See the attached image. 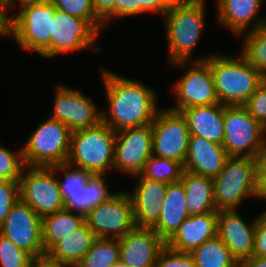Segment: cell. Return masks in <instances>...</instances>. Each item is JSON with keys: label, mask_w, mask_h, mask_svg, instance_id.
Listing matches in <instances>:
<instances>
[{"label": "cell", "mask_w": 266, "mask_h": 267, "mask_svg": "<svg viewBox=\"0 0 266 267\" xmlns=\"http://www.w3.org/2000/svg\"><path fill=\"white\" fill-rule=\"evenodd\" d=\"M20 199L19 181H0V225L6 219L12 206Z\"/></svg>", "instance_id": "8d00e7d4"}, {"label": "cell", "mask_w": 266, "mask_h": 267, "mask_svg": "<svg viewBox=\"0 0 266 267\" xmlns=\"http://www.w3.org/2000/svg\"><path fill=\"white\" fill-rule=\"evenodd\" d=\"M114 0H92L94 12L104 26L113 19Z\"/></svg>", "instance_id": "b9f144b4"}, {"label": "cell", "mask_w": 266, "mask_h": 267, "mask_svg": "<svg viewBox=\"0 0 266 267\" xmlns=\"http://www.w3.org/2000/svg\"><path fill=\"white\" fill-rule=\"evenodd\" d=\"M152 155V125L116 132L113 168L136 178Z\"/></svg>", "instance_id": "9a60e30c"}, {"label": "cell", "mask_w": 266, "mask_h": 267, "mask_svg": "<svg viewBox=\"0 0 266 267\" xmlns=\"http://www.w3.org/2000/svg\"><path fill=\"white\" fill-rule=\"evenodd\" d=\"M133 192H128L132 204L136 227L151 228L158 220L162 209V200L168 184L143 178L140 174Z\"/></svg>", "instance_id": "ffe728a7"}, {"label": "cell", "mask_w": 266, "mask_h": 267, "mask_svg": "<svg viewBox=\"0 0 266 267\" xmlns=\"http://www.w3.org/2000/svg\"><path fill=\"white\" fill-rule=\"evenodd\" d=\"M28 267H68L55 260L47 253L31 258Z\"/></svg>", "instance_id": "ee69618b"}, {"label": "cell", "mask_w": 266, "mask_h": 267, "mask_svg": "<svg viewBox=\"0 0 266 267\" xmlns=\"http://www.w3.org/2000/svg\"><path fill=\"white\" fill-rule=\"evenodd\" d=\"M156 267H196L190 253L177 252L165 246L156 260Z\"/></svg>", "instance_id": "f35d334b"}, {"label": "cell", "mask_w": 266, "mask_h": 267, "mask_svg": "<svg viewBox=\"0 0 266 267\" xmlns=\"http://www.w3.org/2000/svg\"><path fill=\"white\" fill-rule=\"evenodd\" d=\"M99 32L89 20L77 18L56 9L52 16L48 58H53L63 52L90 49Z\"/></svg>", "instance_id": "4fadbf2b"}, {"label": "cell", "mask_w": 266, "mask_h": 267, "mask_svg": "<svg viewBox=\"0 0 266 267\" xmlns=\"http://www.w3.org/2000/svg\"><path fill=\"white\" fill-rule=\"evenodd\" d=\"M217 210L237 209L245 197L256 196L255 158L229 157L222 171L213 178Z\"/></svg>", "instance_id": "52a82bcc"}, {"label": "cell", "mask_w": 266, "mask_h": 267, "mask_svg": "<svg viewBox=\"0 0 266 267\" xmlns=\"http://www.w3.org/2000/svg\"><path fill=\"white\" fill-rule=\"evenodd\" d=\"M190 254L196 267H239L238 261L218 236L205 241Z\"/></svg>", "instance_id": "f1b7e54d"}, {"label": "cell", "mask_w": 266, "mask_h": 267, "mask_svg": "<svg viewBox=\"0 0 266 267\" xmlns=\"http://www.w3.org/2000/svg\"><path fill=\"white\" fill-rule=\"evenodd\" d=\"M241 35L244 41L239 53L266 78V23Z\"/></svg>", "instance_id": "4dcf8cb0"}, {"label": "cell", "mask_w": 266, "mask_h": 267, "mask_svg": "<svg viewBox=\"0 0 266 267\" xmlns=\"http://www.w3.org/2000/svg\"><path fill=\"white\" fill-rule=\"evenodd\" d=\"M100 72L109 109L103 111V122L115 132L152 124L160 110L156 104V91L110 70Z\"/></svg>", "instance_id": "6da1fadb"}, {"label": "cell", "mask_w": 266, "mask_h": 267, "mask_svg": "<svg viewBox=\"0 0 266 267\" xmlns=\"http://www.w3.org/2000/svg\"><path fill=\"white\" fill-rule=\"evenodd\" d=\"M152 155L172 159L184 165L190 133L181 112L159 110L152 122Z\"/></svg>", "instance_id": "8fae6325"}, {"label": "cell", "mask_w": 266, "mask_h": 267, "mask_svg": "<svg viewBox=\"0 0 266 267\" xmlns=\"http://www.w3.org/2000/svg\"><path fill=\"white\" fill-rule=\"evenodd\" d=\"M187 217L189 215L183 183L179 181L168 184L159 220L151 228L166 242Z\"/></svg>", "instance_id": "cb8c5ba5"}, {"label": "cell", "mask_w": 266, "mask_h": 267, "mask_svg": "<svg viewBox=\"0 0 266 267\" xmlns=\"http://www.w3.org/2000/svg\"><path fill=\"white\" fill-rule=\"evenodd\" d=\"M0 9L2 10L5 18L8 19L9 15L6 14H8L7 12L10 9V0H0Z\"/></svg>", "instance_id": "f907efd6"}, {"label": "cell", "mask_w": 266, "mask_h": 267, "mask_svg": "<svg viewBox=\"0 0 266 267\" xmlns=\"http://www.w3.org/2000/svg\"><path fill=\"white\" fill-rule=\"evenodd\" d=\"M0 234L32 257L45 254L42 218L21 198L12 206L0 225Z\"/></svg>", "instance_id": "5bb4252c"}, {"label": "cell", "mask_w": 266, "mask_h": 267, "mask_svg": "<svg viewBox=\"0 0 266 267\" xmlns=\"http://www.w3.org/2000/svg\"><path fill=\"white\" fill-rule=\"evenodd\" d=\"M40 1H43V0H10V8L11 7L13 8V7L17 6V5H19L18 7L21 8V7L25 6V5L33 4V3H36V2H40Z\"/></svg>", "instance_id": "681fc988"}, {"label": "cell", "mask_w": 266, "mask_h": 267, "mask_svg": "<svg viewBox=\"0 0 266 267\" xmlns=\"http://www.w3.org/2000/svg\"><path fill=\"white\" fill-rule=\"evenodd\" d=\"M56 175L51 167L23 168L20 198L41 218L65 208Z\"/></svg>", "instance_id": "9c48e42d"}, {"label": "cell", "mask_w": 266, "mask_h": 267, "mask_svg": "<svg viewBox=\"0 0 266 267\" xmlns=\"http://www.w3.org/2000/svg\"><path fill=\"white\" fill-rule=\"evenodd\" d=\"M205 1L172 4L165 12L169 63L185 68L200 41L205 24ZM188 62V63H187Z\"/></svg>", "instance_id": "3957f363"}, {"label": "cell", "mask_w": 266, "mask_h": 267, "mask_svg": "<svg viewBox=\"0 0 266 267\" xmlns=\"http://www.w3.org/2000/svg\"><path fill=\"white\" fill-rule=\"evenodd\" d=\"M256 175H266V136L255 156Z\"/></svg>", "instance_id": "f6af8a7d"}, {"label": "cell", "mask_w": 266, "mask_h": 267, "mask_svg": "<svg viewBox=\"0 0 266 267\" xmlns=\"http://www.w3.org/2000/svg\"><path fill=\"white\" fill-rule=\"evenodd\" d=\"M120 261L119 239L96 238L75 267H110Z\"/></svg>", "instance_id": "f546056e"}, {"label": "cell", "mask_w": 266, "mask_h": 267, "mask_svg": "<svg viewBox=\"0 0 266 267\" xmlns=\"http://www.w3.org/2000/svg\"><path fill=\"white\" fill-rule=\"evenodd\" d=\"M120 261L130 267H156L166 242L152 229L135 227L119 238Z\"/></svg>", "instance_id": "e0dca14e"}, {"label": "cell", "mask_w": 266, "mask_h": 267, "mask_svg": "<svg viewBox=\"0 0 266 267\" xmlns=\"http://www.w3.org/2000/svg\"><path fill=\"white\" fill-rule=\"evenodd\" d=\"M243 106L266 129V79Z\"/></svg>", "instance_id": "74e56055"}, {"label": "cell", "mask_w": 266, "mask_h": 267, "mask_svg": "<svg viewBox=\"0 0 266 267\" xmlns=\"http://www.w3.org/2000/svg\"><path fill=\"white\" fill-rule=\"evenodd\" d=\"M262 2V0H216L217 19L222 26L224 25L231 30L234 35L240 36L266 23V17L260 18L258 14ZM258 15L259 17H257Z\"/></svg>", "instance_id": "7402d4cb"}, {"label": "cell", "mask_w": 266, "mask_h": 267, "mask_svg": "<svg viewBox=\"0 0 266 267\" xmlns=\"http://www.w3.org/2000/svg\"><path fill=\"white\" fill-rule=\"evenodd\" d=\"M257 177V189L256 198L266 200V175H256Z\"/></svg>", "instance_id": "7dc6e473"}, {"label": "cell", "mask_w": 266, "mask_h": 267, "mask_svg": "<svg viewBox=\"0 0 266 267\" xmlns=\"http://www.w3.org/2000/svg\"><path fill=\"white\" fill-rule=\"evenodd\" d=\"M24 167L22 148L13 152L0 145V181H20Z\"/></svg>", "instance_id": "e575fe53"}, {"label": "cell", "mask_w": 266, "mask_h": 267, "mask_svg": "<svg viewBox=\"0 0 266 267\" xmlns=\"http://www.w3.org/2000/svg\"><path fill=\"white\" fill-rule=\"evenodd\" d=\"M140 15L145 12H154L165 15V12L171 7L167 0H139Z\"/></svg>", "instance_id": "7bdbcfd3"}, {"label": "cell", "mask_w": 266, "mask_h": 267, "mask_svg": "<svg viewBox=\"0 0 266 267\" xmlns=\"http://www.w3.org/2000/svg\"><path fill=\"white\" fill-rule=\"evenodd\" d=\"M104 178L105 175L92 174L79 191L66 192L62 196L65 208L85 217L94 207L107 201L114 193L109 192Z\"/></svg>", "instance_id": "4316f807"}, {"label": "cell", "mask_w": 266, "mask_h": 267, "mask_svg": "<svg viewBox=\"0 0 266 267\" xmlns=\"http://www.w3.org/2000/svg\"><path fill=\"white\" fill-rule=\"evenodd\" d=\"M266 218V210L261 213Z\"/></svg>", "instance_id": "db71d44e"}, {"label": "cell", "mask_w": 266, "mask_h": 267, "mask_svg": "<svg viewBox=\"0 0 266 267\" xmlns=\"http://www.w3.org/2000/svg\"><path fill=\"white\" fill-rule=\"evenodd\" d=\"M19 9L7 19V37L14 38L24 50L35 51L48 59L52 16L57 8L50 0H43Z\"/></svg>", "instance_id": "5b68a950"}, {"label": "cell", "mask_w": 266, "mask_h": 267, "mask_svg": "<svg viewBox=\"0 0 266 267\" xmlns=\"http://www.w3.org/2000/svg\"><path fill=\"white\" fill-rule=\"evenodd\" d=\"M32 256L0 234V267H28Z\"/></svg>", "instance_id": "d590c367"}, {"label": "cell", "mask_w": 266, "mask_h": 267, "mask_svg": "<svg viewBox=\"0 0 266 267\" xmlns=\"http://www.w3.org/2000/svg\"><path fill=\"white\" fill-rule=\"evenodd\" d=\"M72 131L58 120L48 118L39 124L22 147L25 167H51L66 164Z\"/></svg>", "instance_id": "8992f818"}, {"label": "cell", "mask_w": 266, "mask_h": 267, "mask_svg": "<svg viewBox=\"0 0 266 267\" xmlns=\"http://www.w3.org/2000/svg\"><path fill=\"white\" fill-rule=\"evenodd\" d=\"M218 212L191 215L187 217L166 241L170 249L191 253L205 241L217 236Z\"/></svg>", "instance_id": "d6986e66"}, {"label": "cell", "mask_w": 266, "mask_h": 267, "mask_svg": "<svg viewBox=\"0 0 266 267\" xmlns=\"http://www.w3.org/2000/svg\"><path fill=\"white\" fill-rule=\"evenodd\" d=\"M224 55L213 53L206 58L217 97L222 105L243 106L266 78L241 54L234 57Z\"/></svg>", "instance_id": "7a4b0ae2"}, {"label": "cell", "mask_w": 266, "mask_h": 267, "mask_svg": "<svg viewBox=\"0 0 266 267\" xmlns=\"http://www.w3.org/2000/svg\"><path fill=\"white\" fill-rule=\"evenodd\" d=\"M167 1L172 5V4H178V3H186L192 0H167Z\"/></svg>", "instance_id": "816d5d0a"}, {"label": "cell", "mask_w": 266, "mask_h": 267, "mask_svg": "<svg viewBox=\"0 0 266 267\" xmlns=\"http://www.w3.org/2000/svg\"><path fill=\"white\" fill-rule=\"evenodd\" d=\"M57 9L71 16L89 20L100 32L105 27L96 16L92 0H50Z\"/></svg>", "instance_id": "836d02e7"}, {"label": "cell", "mask_w": 266, "mask_h": 267, "mask_svg": "<svg viewBox=\"0 0 266 267\" xmlns=\"http://www.w3.org/2000/svg\"><path fill=\"white\" fill-rule=\"evenodd\" d=\"M253 256L266 257V218L262 214L256 218Z\"/></svg>", "instance_id": "ab89813d"}, {"label": "cell", "mask_w": 266, "mask_h": 267, "mask_svg": "<svg viewBox=\"0 0 266 267\" xmlns=\"http://www.w3.org/2000/svg\"><path fill=\"white\" fill-rule=\"evenodd\" d=\"M7 37V19L0 9V37Z\"/></svg>", "instance_id": "c3c4849f"}, {"label": "cell", "mask_w": 266, "mask_h": 267, "mask_svg": "<svg viewBox=\"0 0 266 267\" xmlns=\"http://www.w3.org/2000/svg\"><path fill=\"white\" fill-rule=\"evenodd\" d=\"M51 168L55 171L57 175L64 172V177L58 178L57 181L59 184V188L61 191V195L63 196L66 192H77L84 187L92 175L90 172L72 167L68 164H59L52 165Z\"/></svg>", "instance_id": "d6a6232c"}, {"label": "cell", "mask_w": 266, "mask_h": 267, "mask_svg": "<svg viewBox=\"0 0 266 267\" xmlns=\"http://www.w3.org/2000/svg\"><path fill=\"white\" fill-rule=\"evenodd\" d=\"M221 144L199 136H190L189 149L184 162V170L190 173L214 178L223 169L228 159Z\"/></svg>", "instance_id": "44dd1931"}, {"label": "cell", "mask_w": 266, "mask_h": 267, "mask_svg": "<svg viewBox=\"0 0 266 267\" xmlns=\"http://www.w3.org/2000/svg\"><path fill=\"white\" fill-rule=\"evenodd\" d=\"M266 129L244 106L224 105V141L222 146L228 157L255 158Z\"/></svg>", "instance_id": "ba28073f"}, {"label": "cell", "mask_w": 266, "mask_h": 267, "mask_svg": "<svg viewBox=\"0 0 266 267\" xmlns=\"http://www.w3.org/2000/svg\"><path fill=\"white\" fill-rule=\"evenodd\" d=\"M110 267H130V266H128L127 264H124V263L121 262V261H118V262H116L115 264H113V265L110 266Z\"/></svg>", "instance_id": "f5cc1de1"}, {"label": "cell", "mask_w": 266, "mask_h": 267, "mask_svg": "<svg viewBox=\"0 0 266 267\" xmlns=\"http://www.w3.org/2000/svg\"><path fill=\"white\" fill-rule=\"evenodd\" d=\"M116 132L103 121L73 131L66 164L94 175H105L114 163Z\"/></svg>", "instance_id": "277c9868"}, {"label": "cell", "mask_w": 266, "mask_h": 267, "mask_svg": "<svg viewBox=\"0 0 266 267\" xmlns=\"http://www.w3.org/2000/svg\"><path fill=\"white\" fill-rule=\"evenodd\" d=\"M236 211L218 210L217 236L239 263L253 255L256 218L248 225Z\"/></svg>", "instance_id": "ac0fdd59"}, {"label": "cell", "mask_w": 266, "mask_h": 267, "mask_svg": "<svg viewBox=\"0 0 266 267\" xmlns=\"http://www.w3.org/2000/svg\"><path fill=\"white\" fill-rule=\"evenodd\" d=\"M196 59L193 66L187 69L185 74L180 77L179 81L174 85V93L176 94V104L169 109L181 112L184 109L214 105L220 103L214 84V78L210 69V64L206 58Z\"/></svg>", "instance_id": "7c38bea8"}, {"label": "cell", "mask_w": 266, "mask_h": 267, "mask_svg": "<svg viewBox=\"0 0 266 267\" xmlns=\"http://www.w3.org/2000/svg\"><path fill=\"white\" fill-rule=\"evenodd\" d=\"M85 222L98 238L119 239L135 227L133 204L128 192H115L85 216Z\"/></svg>", "instance_id": "30bf717a"}, {"label": "cell", "mask_w": 266, "mask_h": 267, "mask_svg": "<svg viewBox=\"0 0 266 267\" xmlns=\"http://www.w3.org/2000/svg\"><path fill=\"white\" fill-rule=\"evenodd\" d=\"M239 267H266V257L251 256L239 262Z\"/></svg>", "instance_id": "bcb514c9"}, {"label": "cell", "mask_w": 266, "mask_h": 267, "mask_svg": "<svg viewBox=\"0 0 266 267\" xmlns=\"http://www.w3.org/2000/svg\"><path fill=\"white\" fill-rule=\"evenodd\" d=\"M85 217L66 208L42 218V241L45 253L59 240L76 230Z\"/></svg>", "instance_id": "83f0119b"}, {"label": "cell", "mask_w": 266, "mask_h": 267, "mask_svg": "<svg viewBox=\"0 0 266 267\" xmlns=\"http://www.w3.org/2000/svg\"><path fill=\"white\" fill-rule=\"evenodd\" d=\"M181 113L187 120L190 136H199L223 144L224 105L218 103L194 106L182 110Z\"/></svg>", "instance_id": "603a6c76"}, {"label": "cell", "mask_w": 266, "mask_h": 267, "mask_svg": "<svg viewBox=\"0 0 266 267\" xmlns=\"http://www.w3.org/2000/svg\"><path fill=\"white\" fill-rule=\"evenodd\" d=\"M186 194V209L189 216L218 212L215 206L213 178L183 172L180 180Z\"/></svg>", "instance_id": "484cf974"}, {"label": "cell", "mask_w": 266, "mask_h": 267, "mask_svg": "<svg viewBox=\"0 0 266 267\" xmlns=\"http://www.w3.org/2000/svg\"><path fill=\"white\" fill-rule=\"evenodd\" d=\"M50 118L66 125L72 132L90 128L103 121V112L79 90L58 86Z\"/></svg>", "instance_id": "2e32d148"}, {"label": "cell", "mask_w": 266, "mask_h": 267, "mask_svg": "<svg viewBox=\"0 0 266 267\" xmlns=\"http://www.w3.org/2000/svg\"><path fill=\"white\" fill-rule=\"evenodd\" d=\"M97 237L84 222L76 230L55 243L46 253L68 266L75 267L93 245Z\"/></svg>", "instance_id": "d4e9b609"}, {"label": "cell", "mask_w": 266, "mask_h": 267, "mask_svg": "<svg viewBox=\"0 0 266 267\" xmlns=\"http://www.w3.org/2000/svg\"><path fill=\"white\" fill-rule=\"evenodd\" d=\"M134 15H140L139 0H114L113 18H124Z\"/></svg>", "instance_id": "60d3db41"}, {"label": "cell", "mask_w": 266, "mask_h": 267, "mask_svg": "<svg viewBox=\"0 0 266 267\" xmlns=\"http://www.w3.org/2000/svg\"><path fill=\"white\" fill-rule=\"evenodd\" d=\"M184 172L181 162L151 155L140 175L166 184L179 182Z\"/></svg>", "instance_id": "1f68e13d"}]
</instances>
